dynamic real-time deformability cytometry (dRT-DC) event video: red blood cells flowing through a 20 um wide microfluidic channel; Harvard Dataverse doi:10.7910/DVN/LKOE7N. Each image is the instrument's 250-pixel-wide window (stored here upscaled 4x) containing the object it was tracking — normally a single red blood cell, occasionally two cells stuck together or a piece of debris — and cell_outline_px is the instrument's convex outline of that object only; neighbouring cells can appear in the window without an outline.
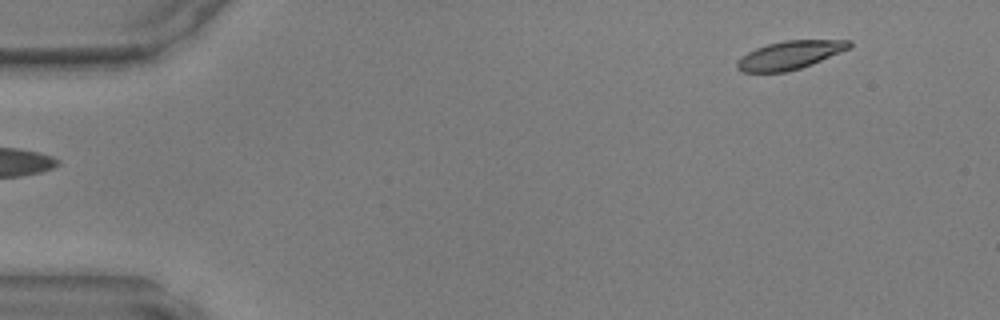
{"species": "common noctule bat (a hibernating species)", "species_latin": "Nyctalus noctula", "temperature_condition": "warm", "stored_images_in_passage": 6, "camera_frame_rate_fps": 3000, "um_per_image_px": 0.085, "animal": {"sex": "male", "body_mass_g": 17.9, "forearm_length_mm": 54.2}, "frame": {"image": 1, "passage_image": 1, "time_ms": 0.0, "image_size_px": [1000, 320], "cell_outline_px": [[852, 44], [848, 48], [812, 64], [800, 68], [784, 72], [740, 72], [736, 68], [736, 60], [748, 52], [756, 48], [768, 44], [784, 40], [852, 40]], "centroid_in_image_um": [67.08, 4.68], "position_along_channel_um": 17.9, "area_um2": 18.38}}